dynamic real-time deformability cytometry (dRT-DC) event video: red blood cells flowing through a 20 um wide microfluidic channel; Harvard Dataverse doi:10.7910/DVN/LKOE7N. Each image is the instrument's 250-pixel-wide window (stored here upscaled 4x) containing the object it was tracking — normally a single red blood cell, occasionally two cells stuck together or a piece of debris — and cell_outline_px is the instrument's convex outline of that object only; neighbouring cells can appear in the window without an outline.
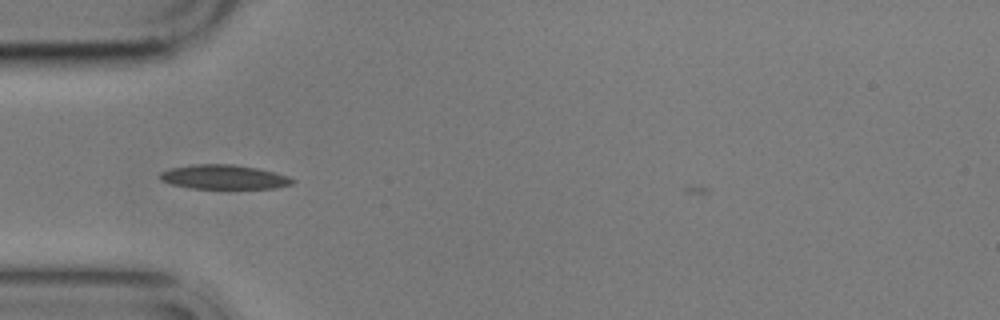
{"species": "common noctule bat (a hibernating species)", "species_latin": "Nyctalus noctula", "temperature_condition": "cold", "stored_images_in_passage": 7, "camera_frame_rate_fps": 3000, "um_per_image_px": 0.085, "animal": {"sex": "male", "body_mass_g": 17.9}, "frame": {"image": 1, "passage_image": 2, "time_ms": 1.333, "image_size_px": [1000, 320], "cell_outline_px": [[296, 180], [292, 184], [276, 188], [188, 188], [172, 184], [160, 180], [156, 176], [160, 172], [172, 168], [196, 164], [232, 164], [256, 168], [276, 172], [288, 176]], "centroid_in_image_um": [19.02, 15.04], "position_along_channel_um": 66.0, "area_um2": 18.79}}
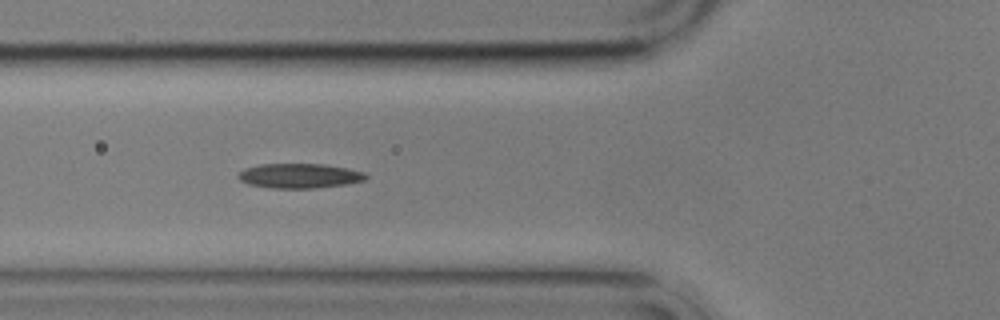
{"frame": {"image": 2, "passage_image": 3, "time_ms": 2.333, "image_size_px": [1000, 320], "cell_outline_px": [[368, 176], [364, 180], [348, 184], [312, 188], [272, 188], [248, 184], [240, 180], [236, 176], [244, 168], [260, 164], [324, 164], [348, 168], [364, 172]], "centroid_in_image_um": [25.45, 14.94], "position_along_channel_um": 100.4, "area_um2": 18.38}}
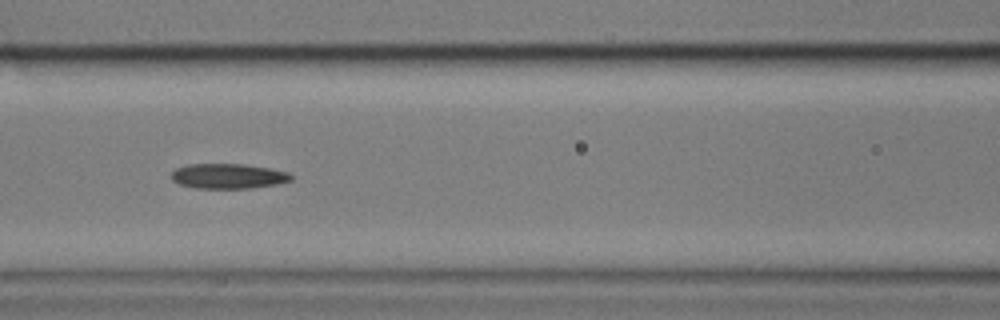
{"frame": {"image": 3, "passage_image": 4, "time_ms": 3.667, "image_size_px": [1000, 320], "cell_outline_px": [[292, 180], [276, 184], [252, 188], [196, 188], [180, 184], [172, 180], [172, 172], [176, 168], [188, 164], [244, 164], [268, 168], [288, 172], [292, 176]], "centroid_in_image_um": [19.39, 14.97], "position_along_channel_um": 147.2, "area_um2": 17.34}}